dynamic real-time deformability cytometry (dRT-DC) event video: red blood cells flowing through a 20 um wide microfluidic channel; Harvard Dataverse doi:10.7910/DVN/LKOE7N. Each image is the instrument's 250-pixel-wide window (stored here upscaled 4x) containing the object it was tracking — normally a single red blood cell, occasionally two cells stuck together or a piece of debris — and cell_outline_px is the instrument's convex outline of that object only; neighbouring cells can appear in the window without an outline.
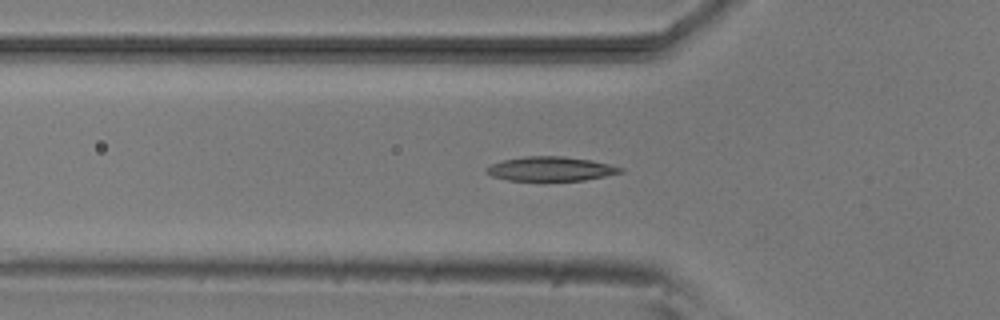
{"species": "common noctule bat (a hibernating species)", "species_latin": "Nyctalus noctula", "temperature_condition": "room temperature", "stored_images_in_passage": 53, "segment_of_instrument_passage": [1, 2], "camera_frame_rate_fps": 3000, "um_per_image_px": 0.085, "animal": {"sex": "male", "body_mass_g": 20.5, "forearm_length_mm": 52.5}, "frame": {"image": 1, "passage_image": 17, "time_ms": 5.333, "image_size_px": [1000, 320], "cell_outline_px": [[624, 172], [584, 180], [544, 184], [508, 180], [492, 176], [484, 172], [484, 168], [492, 164], [504, 160], [524, 156], [564, 156], [592, 160], [624, 168]], "centroid_in_image_um": [46.77, 14.4], "position_along_channel_um": 79.0, "area_um2": 20.0}}
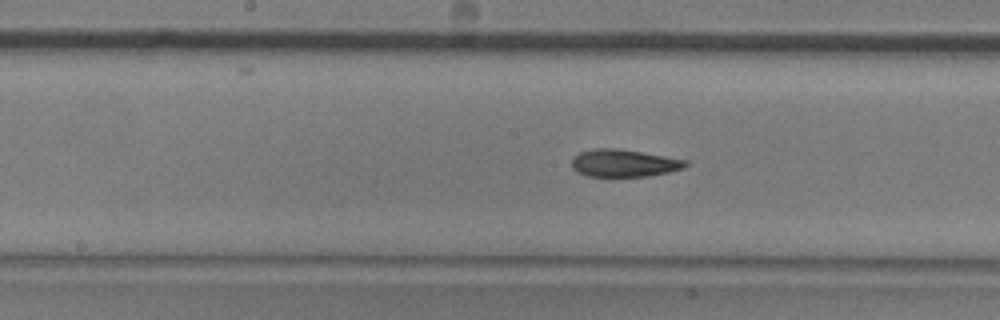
{"frame": {"image": 2, "passage_image": 26, "time_ms": 8.333, "image_size_px": [1000, 320], "cell_outline_px": [[688, 164], [684, 168], [668, 172], [648, 176], [588, 176], [576, 172], [572, 168], [572, 160], [580, 152], [596, 148], [616, 148], [688, 160]], "centroid_in_image_um": [53.03, 13.87], "position_along_channel_um": 195.2, "area_um2": 18.03}}
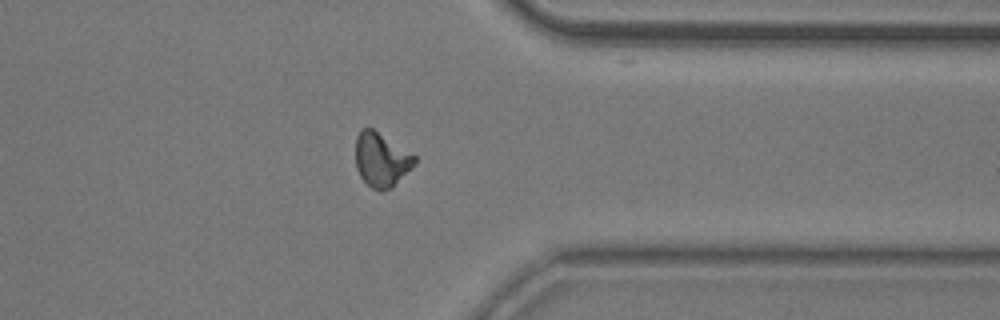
{"frame": {"image": 3, "passage_image": 41, "time_ms": 13.333, "image_size_px": [1000, 320], "cell_outline_px": [[416, 164], [392, 188], [380, 192], [372, 188], [360, 176], [356, 168], [356, 136], [360, 128], [372, 128], [416, 156]], "centroid_in_image_um": [32.41, 13.59], "position_along_channel_um": 379.0, "area_um2": 18.67}}